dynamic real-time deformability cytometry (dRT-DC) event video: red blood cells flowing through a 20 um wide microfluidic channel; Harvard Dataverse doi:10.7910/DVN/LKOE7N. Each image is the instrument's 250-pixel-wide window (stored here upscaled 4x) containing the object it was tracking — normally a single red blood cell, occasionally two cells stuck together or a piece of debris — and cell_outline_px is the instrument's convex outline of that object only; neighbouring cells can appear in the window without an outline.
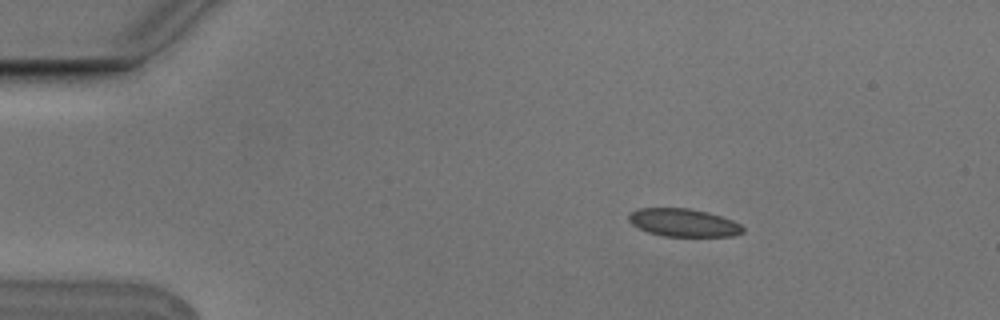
{"species": "Egyptian fruit bat (a non-hibernating species)", "species_latin": "Rousettus aegyptiacus", "temperature_condition": "cold", "stored_images_in_passage": 4, "camera_frame_rate_fps": 3000, "um_per_image_px": 0.085, "animal": {"sex": "male"}, "frame": {"image": 1, "passage_image": 2, "time_ms": 0.333, "image_size_px": [1000, 320], "cell_outline_px": [[744, 232], [732, 236], [664, 236], [648, 232], [632, 224], [628, 220], [628, 212], [640, 208], [688, 208], [708, 212], [732, 220], [740, 224], [744, 228]], "centroid_in_image_um": [58.08, 18.92], "position_along_channel_um": 26.9, "area_um2": 18.55}}